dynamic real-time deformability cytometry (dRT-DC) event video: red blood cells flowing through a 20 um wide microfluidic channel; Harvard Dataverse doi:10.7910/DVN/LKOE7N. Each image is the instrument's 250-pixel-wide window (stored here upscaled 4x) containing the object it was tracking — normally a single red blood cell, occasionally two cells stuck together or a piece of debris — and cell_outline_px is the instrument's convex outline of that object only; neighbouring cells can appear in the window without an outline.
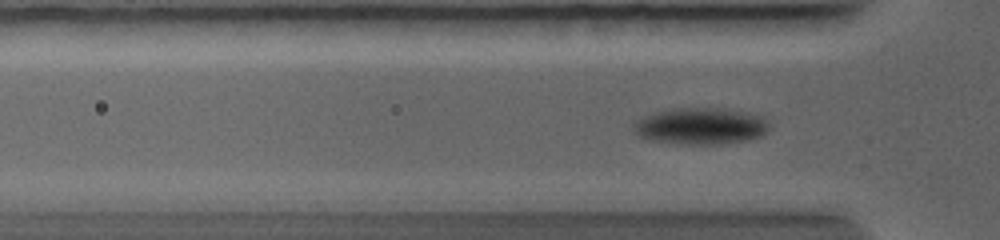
{"species": "common noctule bat (a hibernating species)", "species_latin": "Nyctalus noctula", "temperature_condition": "warm", "stored_images_in_passage": 33, "camera_frame_rate_fps": 5000, "um_per_image_px": 0.085, "animal": {"sex": "female", "body_mass_g": 19.0, "forearm_length_mm": 56.7}, "frame": {"image": 1, "passage_image": 9, "time_ms": 3.0, "image_size_px": [1000, 240], "cell_outline_px": [[768, 128], [760, 136], [748, 140], [720, 144], [676, 144], [652, 140], [640, 136], [632, 132], [632, 124], [636, 120], [652, 112], [672, 108], [728, 108], [748, 112], [764, 116], [768, 120]], "centroid_in_image_um": [59.53, 10.7], "position_along_channel_um": 66.3, "area_um2": 29.42}}
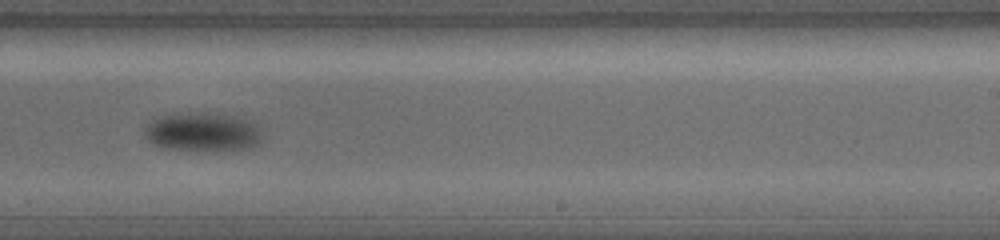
{"frame": {"image": 2, "passage_image": 20, "time_ms": 7.4, "image_size_px": [1000, 240], "cell_outline_px": [[264, 136], [256, 144], [248, 148], [168, 148], [152, 144], [148, 140], [144, 132], [144, 128], [152, 120], [160, 116], [176, 112], [220, 112], [252, 120], [256, 124]], "centroid_in_image_um": [17.23, 11.13], "position_along_channel_um": 271.8, "area_um2": 26.36}}
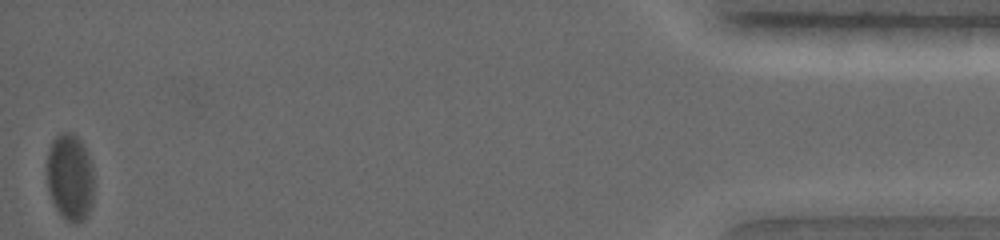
{"frame": {"image": 3, "passage_image": 33, "time_ms": 13.4, "image_size_px": [1000, 240], "cell_outline_px": [[92, 204], [84, 220], [76, 224], [72, 224], [56, 208], [52, 200], [48, 188], [48, 148], [52, 140], [56, 136], [64, 132], [72, 132], [80, 140], [88, 152], [92, 164]], "centroid_in_image_um": [5.96, 15.04], "position_along_channel_um": 429.2, "area_um2": 23.64}}